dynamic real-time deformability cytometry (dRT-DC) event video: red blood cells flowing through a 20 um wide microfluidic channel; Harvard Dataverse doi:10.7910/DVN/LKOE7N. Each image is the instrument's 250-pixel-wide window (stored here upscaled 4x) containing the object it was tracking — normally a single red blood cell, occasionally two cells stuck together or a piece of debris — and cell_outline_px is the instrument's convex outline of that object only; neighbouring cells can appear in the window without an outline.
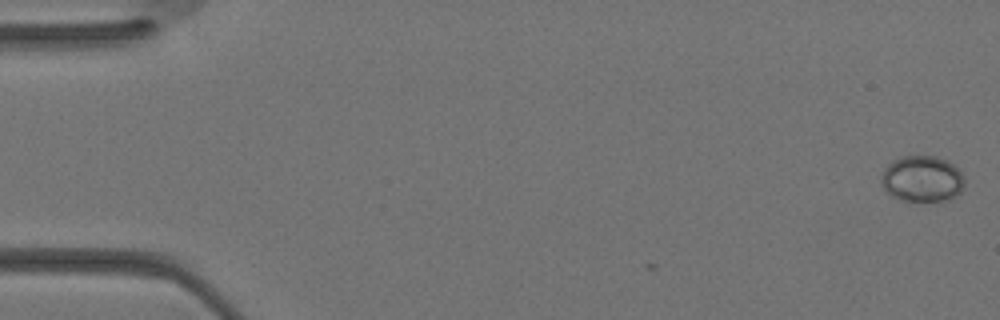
{"species": "Egyptian fruit bat (a non-hibernating species)", "species_latin": "Rousettus aegyptiacus", "temperature_condition": "warm", "stored_images_in_passage": 3, "camera_frame_rate_fps": 3000, "um_per_image_px": 0.085, "animal": {"sex": "female"}, "frame": {"image": 1, "passage_image": 3, "time_ms": 0.667, "image_size_px": [1000, 320], "cell_outline_px": [[964, 184], [960, 192], [956, 196], [948, 200], [908, 204], [892, 196], [884, 188], [880, 180], [880, 176], [884, 168], [888, 164], [900, 156], [936, 156], [948, 160], [964, 176]], "centroid_in_image_um": [78.36, 15.24], "position_along_channel_um": 6.6, "area_um2": 23.06}}